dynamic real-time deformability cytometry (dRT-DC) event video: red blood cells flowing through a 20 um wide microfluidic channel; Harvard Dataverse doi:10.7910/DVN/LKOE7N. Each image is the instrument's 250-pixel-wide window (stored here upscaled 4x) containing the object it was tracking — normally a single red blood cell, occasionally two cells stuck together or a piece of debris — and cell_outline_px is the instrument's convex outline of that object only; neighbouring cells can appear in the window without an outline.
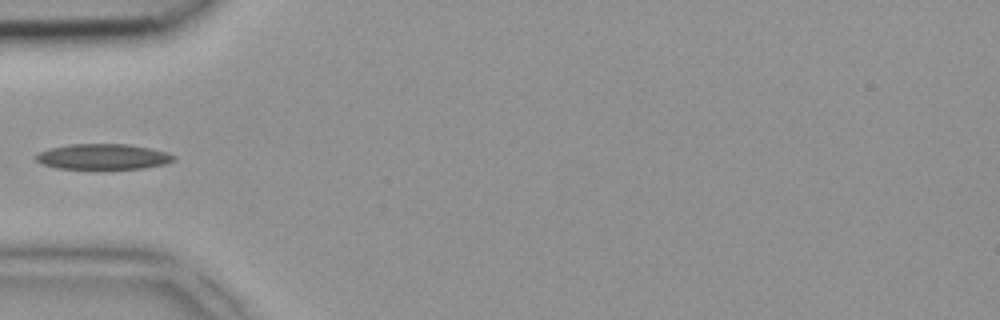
{"species": "common noctule bat (a hibernating species)", "species_latin": "Nyctalus noctula", "temperature_condition": "room temperature", "stored_images_in_passage": 3, "camera_frame_rate_fps": 3000, "um_per_image_px": 0.085, "animal": {"sex": "female", "body_mass_g": 18.4}, "frame": {"image": 1, "passage_image": 3, "time_ms": 0.667, "image_size_px": [1000, 320], "cell_outline_px": [[176, 160], [164, 164], [144, 168], [96, 172], [56, 168], [44, 164], [36, 160], [36, 156], [40, 152], [52, 148], [68, 144], [128, 144], [168, 152], [176, 156]], "centroid_in_image_um": [8.79, 13.37], "position_along_channel_um": 76.2, "area_um2": 21.44}}